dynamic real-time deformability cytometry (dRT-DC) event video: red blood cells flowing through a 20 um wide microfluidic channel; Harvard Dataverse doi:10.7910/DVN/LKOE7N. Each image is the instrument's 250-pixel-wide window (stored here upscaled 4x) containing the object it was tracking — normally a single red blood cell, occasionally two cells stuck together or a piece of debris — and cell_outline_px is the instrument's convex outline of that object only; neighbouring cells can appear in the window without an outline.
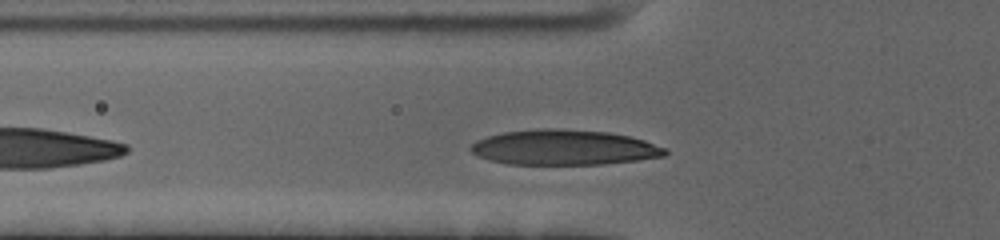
{"species": "human", "species_latin": "Homo sapiens", "temperature_condition": "cold", "stored_images_in_passage": 35, "camera_frame_rate_fps": 3000, "um_per_image_px": 0.085, "donor": {"sex": "female"}, "frame": {"image": 1, "passage_image": 6, "time_ms": 1.667, "image_size_px": [1000, 240], "cell_outline_px": [[668, 152], [664, 156], [636, 160], [600, 164], [508, 164], [488, 160], [476, 156], [468, 148], [476, 140], [488, 136], [504, 132], [544, 128], [552, 128], [608, 132], [628, 136], [644, 140], [668, 148]], "centroid_in_image_um": [47.92, 12.53], "position_along_channel_um": 77.9, "area_um2": 39.82}}
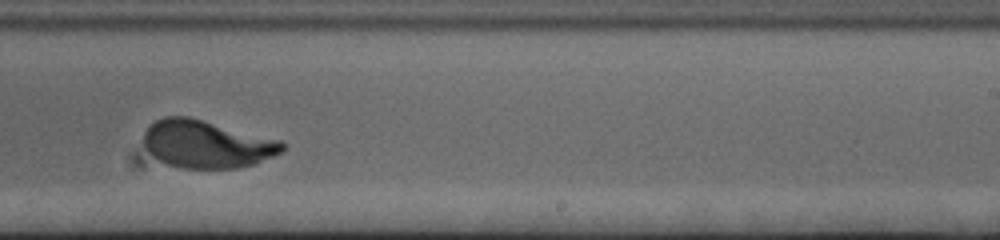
{"frame": {"image": 2, "passage_image": 23, "time_ms": 7.333, "image_size_px": [1000, 240], "cell_outline_px": [[284, 148], [280, 152], [256, 164], [236, 168], [180, 168], [164, 164], [144, 144], [144, 132], [156, 120], [164, 116], [188, 116], [280, 140], [284, 144]], "centroid_in_image_um": [17.57, 12.25], "position_along_channel_um": 271.4, "area_um2": 38.09}}
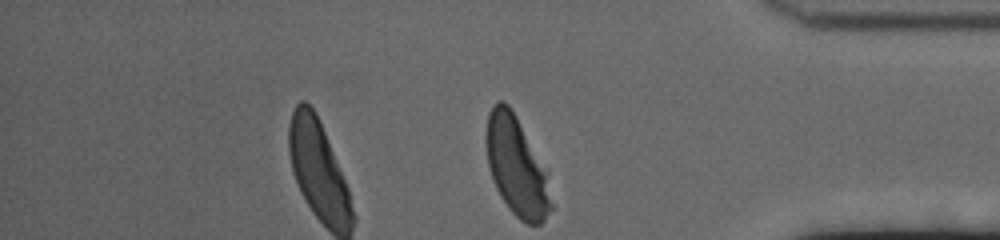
{"frame": {"image": 3, "passage_image": 35, "time_ms": 11.333, "image_size_px": [1000, 240], "cell_outline_px": [[552, 208], [544, 220], [540, 224], [528, 224], [520, 220], [508, 208], [500, 196], [496, 188], [488, 164], [484, 140], [484, 136], [488, 112], [492, 104], [496, 100], [504, 100], [508, 104], [516, 116], [548, 168], [552, 204]], "centroid_in_image_um": [43.91, 14.1], "position_along_channel_um": 391.3, "area_um2": 38.44}, "authors_computed_cell_mechanics": {"area_um2": 38.8994, "velocity_mm_per_s": 3.4248, "shape_relaxation_time_tau1_ms": 2.8177, "shape_relaxation_time_tau2_ms": null, "deformation_change_tau1": 0.1952, "deformation_change_tau2": null}}